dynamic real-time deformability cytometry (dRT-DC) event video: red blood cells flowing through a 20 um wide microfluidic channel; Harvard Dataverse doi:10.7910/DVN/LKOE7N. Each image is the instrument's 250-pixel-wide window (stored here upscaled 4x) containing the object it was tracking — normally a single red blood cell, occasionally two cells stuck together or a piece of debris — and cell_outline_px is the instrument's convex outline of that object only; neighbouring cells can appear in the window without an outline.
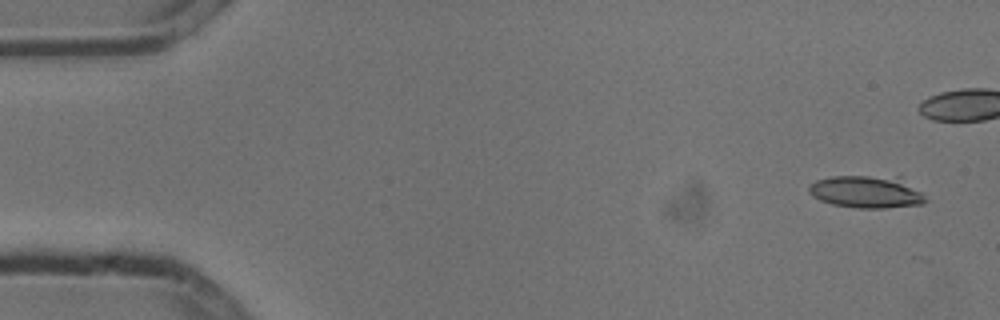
{"species": "common noctule bat (a hibernating species)", "species_latin": "Nyctalus noctula", "temperature_condition": "cold", "stored_images_in_passage": 6, "camera_frame_rate_fps": 3000, "um_per_image_px": 0.085, "animal": {"sex": "male", "body_mass_g": 13.3}, "frame": {"image": 1, "passage_image": 1, "time_ms": 0.0, "image_size_px": [1000, 320], "cell_outline_px": [[924, 204], [884, 208], [856, 208], [832, 204], [820, 200], [812, 196], [808, 192], [808, 188], [816, 180], [832, 176], [900, 176], [920, 192], [924, 196]], "centroid_in_image_um": [73.64, 16.3], "position_along_channel_um": 11.4, "area_um2": 22.02}}